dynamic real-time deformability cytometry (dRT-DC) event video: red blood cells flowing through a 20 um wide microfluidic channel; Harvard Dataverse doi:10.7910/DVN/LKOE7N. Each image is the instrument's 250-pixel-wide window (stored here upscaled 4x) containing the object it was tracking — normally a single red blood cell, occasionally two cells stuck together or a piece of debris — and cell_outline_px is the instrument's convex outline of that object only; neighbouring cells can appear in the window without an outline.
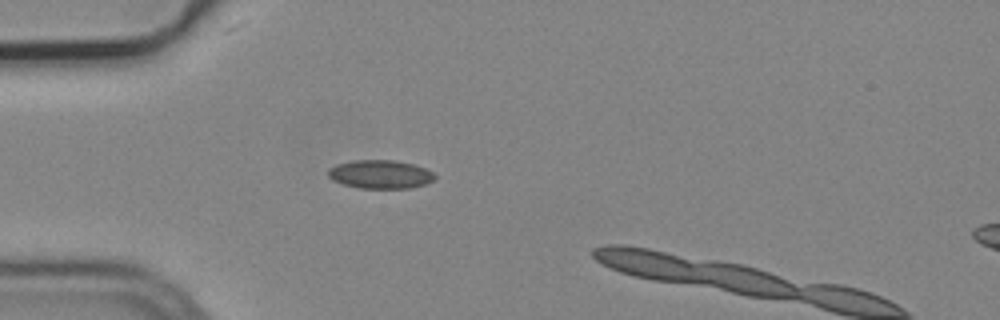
{"species": "common noctule bat (a hibernating species)", "species_latin": "Nyctalus noctula", "temperature_condition": "cold", "stored_images_in_passage": 2, "camera_frame_rate_fps": 3000, "um_per_image_px": 0.085, "animal": {"sex": "male", "body_mass_g": 19.2, "forearm_length_mm": 51.8}, "frame": {"image": 1, "passage_image": 1, "time_ms": 0.0, "image_size_px": [1000, 320], "cell_outline_px": [[436, 180], [428, 184], [408, 188], [360, 188], [344, 184], [332, 180], [328, 176], [328, 168], [336, 164], [352, 160], [396, 160], [416, 164], [432, 172], [436, 176]], "centroid_in_image_um": [32.35, 14.81], "position_along_channel_um": 52.6, "area_um2": 17.98}}